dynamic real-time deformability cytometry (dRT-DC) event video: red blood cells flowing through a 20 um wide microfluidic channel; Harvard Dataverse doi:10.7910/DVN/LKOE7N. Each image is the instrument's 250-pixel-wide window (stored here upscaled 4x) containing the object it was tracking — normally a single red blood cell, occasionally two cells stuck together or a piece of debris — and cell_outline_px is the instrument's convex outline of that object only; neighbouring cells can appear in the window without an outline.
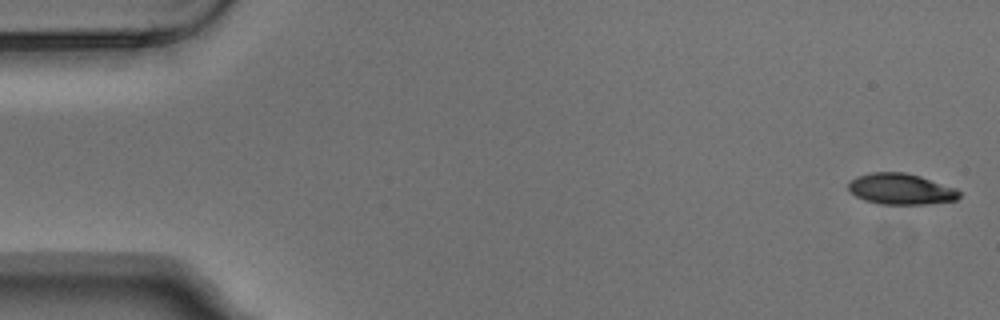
{"species": "Egyptian fruit bat (a non-hibernating species)", "species_latin": "Rousettus aegyptiacus", "temperature_condition": "warm", "stored_images_in_passage": 5, "segment_of_instrument_passage": [1, 2], "camera_frame_rate_fps": 3000, "um_per_image_px": 0.085, "animal": {"sex": "male"}, "frame": {"image": 1, "passage_image": 1, "time_ms": 0.0, "image_size_px": [1000, 320], "cell_outline_px": [[960, 196], [956, 200], [924, 204], [880, 204], [864, 200], [856, 196], [848, 188], [848, 184], [856, 176], [872, 172], [904, 172], [920, 176], [956, 188], [960, 192]], "centroid_in_image_um": [76.57, 16.06], "position_along_channel_um": 8.4, "area_um2": 19.94}}
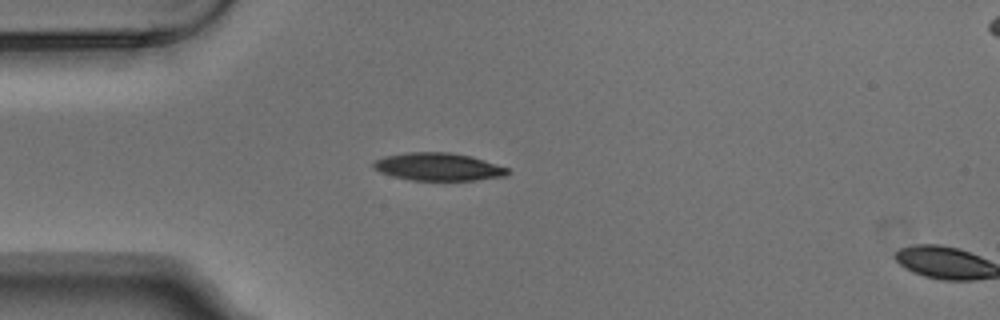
{"frame": {"image": 2, "passage_image": 4, "time_ms": 1.0, "image_size_px": [1000, 320], "cell_outline_px": [[508, 172], [504, 176], [472, 180], [412, 180], [392, 176], [380, 172], [372, 168], [372, 160], [384, 156], [404, 152], [452, 152], [472, 156], [508, 168]], "centroid_in_image_um": [37.17, 14.16], "position_along_channel_um": 47.8, "area_um2": 21.79}}